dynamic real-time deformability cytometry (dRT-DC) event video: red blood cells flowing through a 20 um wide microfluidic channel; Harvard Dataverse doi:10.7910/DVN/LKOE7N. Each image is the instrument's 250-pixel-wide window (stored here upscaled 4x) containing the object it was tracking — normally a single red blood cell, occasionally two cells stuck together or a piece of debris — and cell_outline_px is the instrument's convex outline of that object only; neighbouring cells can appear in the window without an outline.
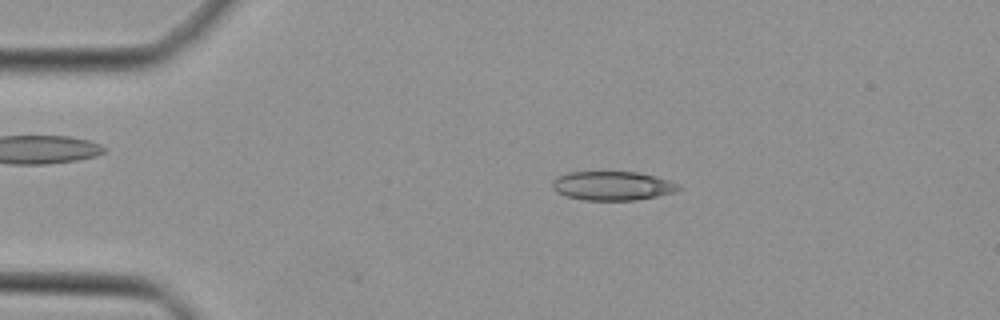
{"species": "Egyptian fruit bat (a non-hibernating species)", "species_latin": "Rousettus aegyptiacus", "temperature_condition": "cold", "stored_images_in_passage": 10, "camera_frame_rate_fps": 3000, "um_per_image_px": 0.085, "animal": {"sex": "female"}, "frame": {"image": 1, "passage_image": 8, "time_ms": 2.333, "image_size_px": [1000, 320], "cell_outline_px": [[684, 188], [676, 192], [636, 200], [584, 200], [568, 196], [556, 192], [552, 188], [552, 180], [568, 172], [636, 172], [656, 176], [680, 184]], "centroid_in_image_um": [52.1, 15.79], "position_along_channel_um": 32.9, "area_um2": 21.39}}